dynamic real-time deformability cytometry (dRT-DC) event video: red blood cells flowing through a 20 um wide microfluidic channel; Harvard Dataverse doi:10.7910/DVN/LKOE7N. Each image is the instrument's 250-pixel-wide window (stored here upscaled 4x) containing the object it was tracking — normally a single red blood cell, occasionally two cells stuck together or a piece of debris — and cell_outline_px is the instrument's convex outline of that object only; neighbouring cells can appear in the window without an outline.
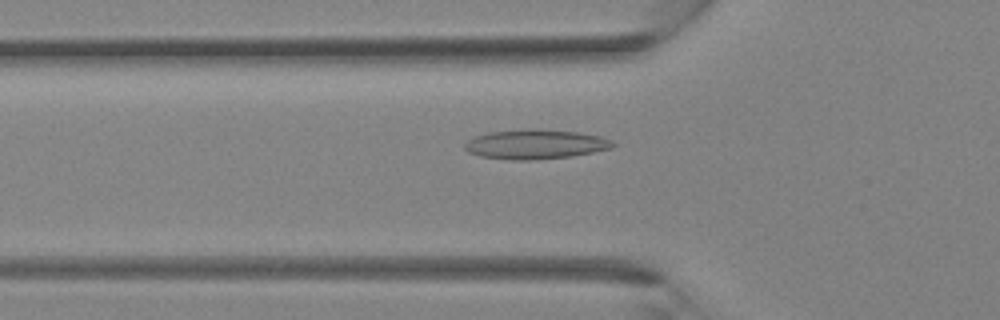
{"species": "Egyptian fruit bat (a non-hibernating species)", "species_latin": "Rousettus aegyptiacus", "temperature_condition": "room temperature", "stored_images_in_passage": 22, "camera_frame_rate_fps": 3000, "um_per_image_px": 0.085, "animal": {"sex": "female"}, "frame": {"image": 1, "passage_image": 2, "time_ms": 0.333, "image_size_px": [1000, 320], "cell_outline_px": [[616, 144], [612, 148], [572, 156], [532, 160], [512, 160], [480, 156], [468, 152], [464, 148], [464, 144], [468, 140], [476, 136], [488, 132], [528, 128], [532, 128], [576, 132], [600, 136]], "centroid_in_image_um": [45.47, 12.26], "position_along_channel_um": 80.3, "area_um2": 25.43}}
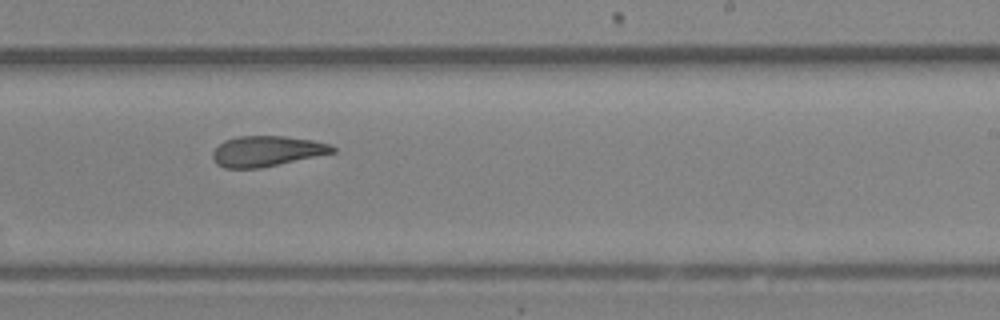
{"frame": {"image": 2, "passage_image": 12, "time_ms": 3.667, "image_size_px": [1000, 320], "cell_outline_px": [[336, 152], [260, 168], [224, 168], [216, 164], [212, 156], [212, 152], [224, 140], [236, 136], [284, 136], [312, 140], [332, 144], [336, 148]], "centroid_in_image_um": [22.67, 12.84], "position_along_channel_um": 266.3, "area_um2": 21.33}}
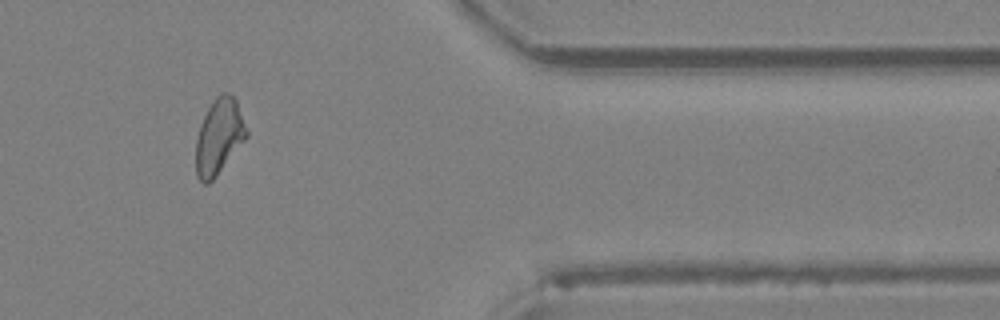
{"frame": {"image": 3, "passage_image": 20, "time_ms": 6.333, "image_size_px": [1000, 320], "cell_outline_px": [[248, 136], [216, 176], [208, 184], [204, 184], [196, 176], [196, 140], [200, 124], [208, 108], [216, 96], [220, 92], [228, 92], [236, 100], [248, 132]], "centroid_in_image_um": [18.61, 11.61], "position_along_channel_um": 392.8, "area_um2": 22.14}}